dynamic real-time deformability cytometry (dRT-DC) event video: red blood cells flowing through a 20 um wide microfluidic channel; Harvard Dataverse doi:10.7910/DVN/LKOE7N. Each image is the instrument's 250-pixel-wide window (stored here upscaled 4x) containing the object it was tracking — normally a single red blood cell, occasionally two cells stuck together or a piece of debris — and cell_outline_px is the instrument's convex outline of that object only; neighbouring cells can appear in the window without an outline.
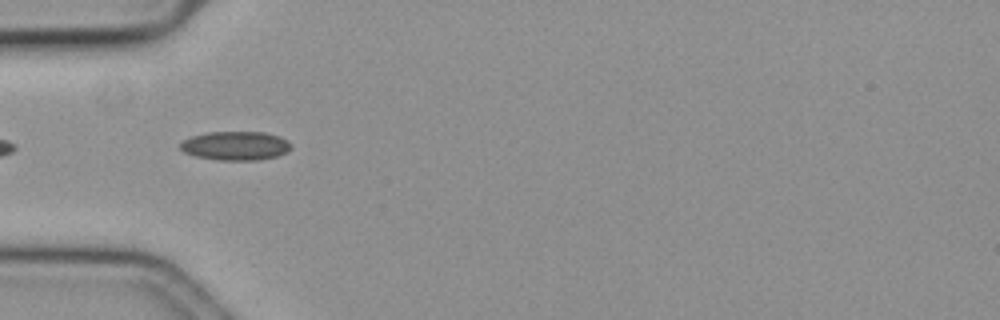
{"species": "common noctule bat (a hibernating species)", "species_latin": "Nyctalus noctula", "temperature_condition": "cold", "stored_images_in_passage": 18, "camera_frame_rate_fps": 3000, "um_per_image_px": 0.085, "animal": {"sex": "female", "body_mass_g": 19.3, "forearm_length_mm": 54.1}, "frame": {"image": 1, "passage_image": 3, "time_ms": 0.667, "image_size_px": [1000, 320], "cell_outline_px": [[292, 148], [288, 152], [276, 156], [260, 160], [220, 160], [196, 156], [184, 152], [180, 148], [180, 144], [184, 140], [192, 136], [208, 132], [264, 132], [280, 136], [292, 144]], "centroid_in_image_um": [20.06, 12.39], "position_along_channel_um": 64.9, "area_um2": 18.67}}
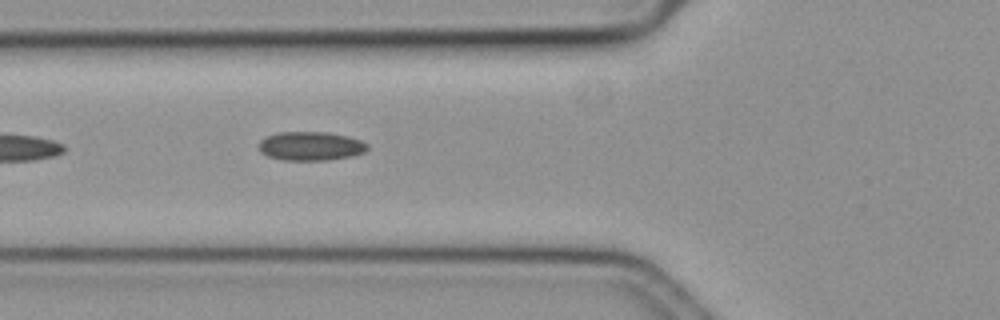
{"frame": {"image": 2, "passage_image": 6, "time_ms": 1.667, "image_size_px": [1000, 320], "cell_outline_px": [[368, 148], [364, 152], [352, 156], [324, 160], [284, 160], [268, 156], [260, 152], [260, 140], [276, 132], [328, 132], [348, 136], [360, 140], [368, 144]], "centroid_in_image_um": [26.42, 12.41], "position_along_channel_um": 99.4, "area_um2": 18.21}}
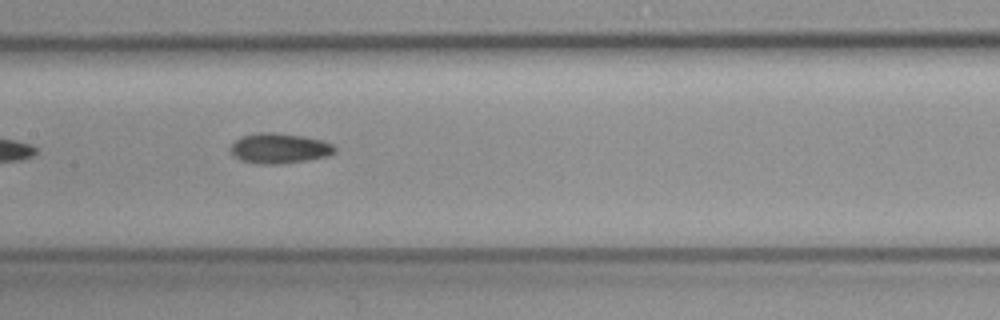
{"frame": {"image": 3, "passage_image": 13, "time_ms": 4.0, "image_size_px": [1000, 320], "cell_outline_px": [[336, 152], [328, 156], [284, 164], [256, 164], [240, 160], [232, 156], [228, 148], [240, 136], [260, 132], [272, 132], [304, 136], [320, 140], [332, 144], [336, 148]], "centroid_in_image_um": [23.7, 12.61], "position_along_channel_um": 183.7, "area_um2": 18.61}}